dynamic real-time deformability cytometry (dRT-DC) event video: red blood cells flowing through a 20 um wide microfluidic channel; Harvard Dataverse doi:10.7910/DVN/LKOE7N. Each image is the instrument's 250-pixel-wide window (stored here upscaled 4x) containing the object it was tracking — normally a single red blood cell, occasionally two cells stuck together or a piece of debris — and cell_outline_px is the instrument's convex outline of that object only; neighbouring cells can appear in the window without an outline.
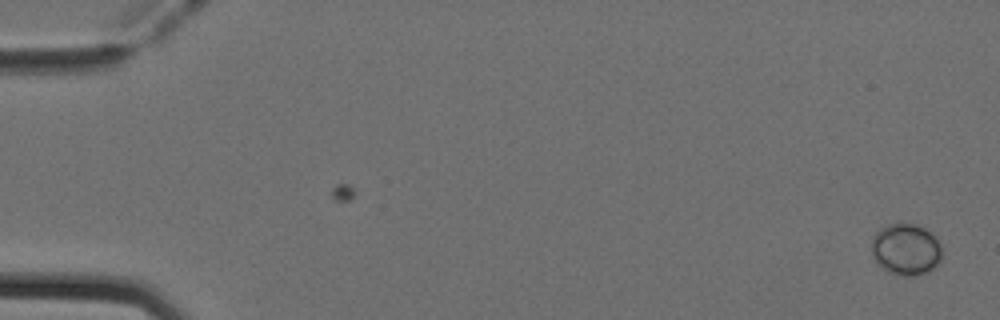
{"species": "Egyptian fruit bat (a non-hibernating species)", "species_latin": "Rousettus aegyptiacus", "temperature_condition": "cold", "stored_images_in_passage": 16, "camera_frame_rate_fps": 3000, "um_per_image_px": 0.085, "animal": {"sex": "female"}, "frame": {"image": 1, "passage_image": 1, "time_ms": 0.0, "image_size_px": [1000, 320], "cell_outline_px": [[940, 264], [928, 272], [916, 276], [904, 276], [888, 272], [876, 264], [872, 256], [872, 236], [880, 228], [888, 224], [916, 224], [924, 228], [936, 236], [940, 244]], "centroid_in_image_um": [76.99, 21.21], "position_along_channel_um": 8.0, "area_um2": 21.44}}
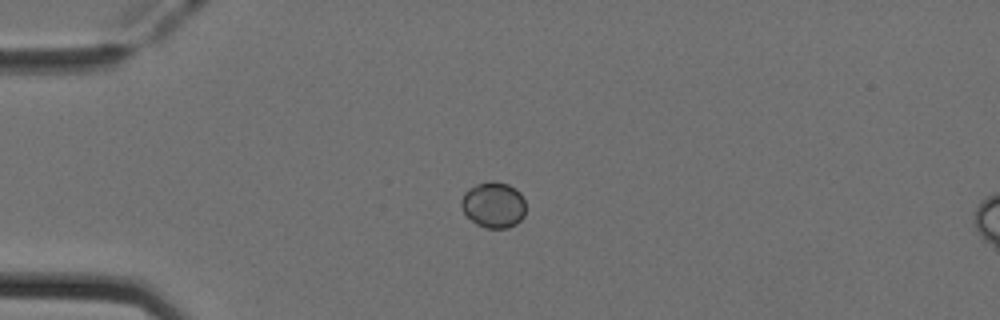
{"frame": {"image": 2, "passage_image": 13, "time_ms": 4.0, "image_size_px": [1000, 320], "cell_outline_px": [[524, 216], [516, 224], [508, 228], [484, 228], [476, 224], [464, 212], [460, 204], [460, 200], [464, 192], [468, 188], [476, 184], [488, 180], [492, 180], [508, 184], [516, 188], [520, 192], [524, 200]], "centroid_in_image_um": [41.93, 17.39], "position_along_channel_um": 43.1, "area_um2": 17.46}}